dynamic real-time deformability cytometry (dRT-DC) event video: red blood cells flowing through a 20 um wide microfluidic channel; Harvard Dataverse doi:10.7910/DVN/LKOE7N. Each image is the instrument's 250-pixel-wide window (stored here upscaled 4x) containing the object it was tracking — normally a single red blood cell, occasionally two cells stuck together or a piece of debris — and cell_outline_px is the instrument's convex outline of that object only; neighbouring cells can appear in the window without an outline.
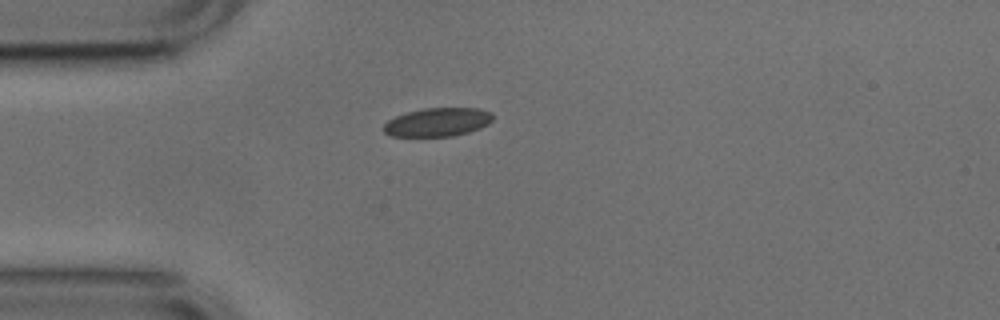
{"species": "common noctule bat (a hibernating species)", "species_latin": "Nyctalus noctula", "temperature_condition": "cold", "stored_images_in_passage": 40, "camera_frame_rate_fps": 3000, "um_per_image_px": 0.085, "animal": {"sex": "male", "body_mass_g": 17.9, "forearm_length_mm": 54.2}, "frame": {"image": 1, "passage_image": 1, "time_ms": 0.0, "image_size_px": [1000, 320], "cell_outline_px": [[492, 120], [488, 124], [480, 128], [468, 132], [452, 136], [392, 136], [384, 132], [384, 124], [388, 120], [396, 116], [408, 112], [424, 108], [480, 108], [492, 112]], "centroid_in_image_um": [37.22, 10.37], "position_along_channel_um": 47.8, "area_um2": 18.09}}
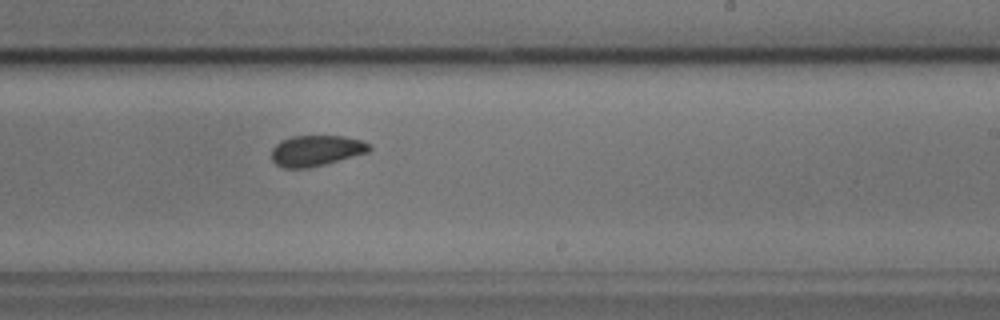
{"frame": {"image": 2, "passage_image": 19, "time_ms": 6.0, "image_size_px": [1000, 320], "cell_outline_px": [[372, 148], [368, 152], [324, 164], [308, 168], [284, 168], [276, 164], [272, 160], [272, 148], [280, 140], [292, 136], [344, 136], [360, 140], [372, 144]], "centroid_in_image_um": [26.87, 12.79], "position_along_channel_um": 262.1, "area_um2": 17.51}}
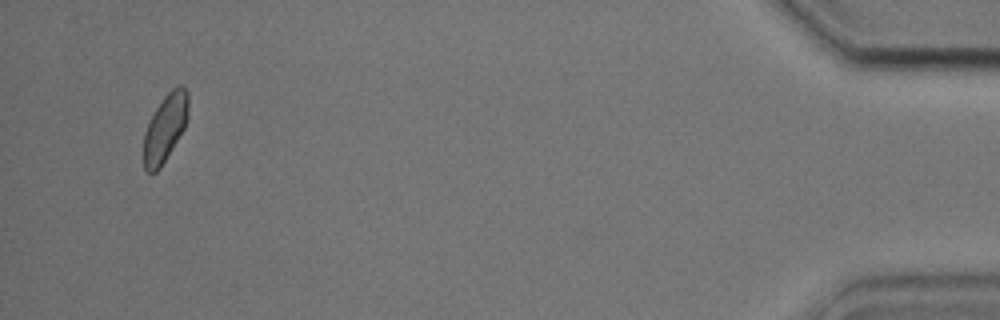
{"frame": {"image": 3, "passage_image": 38, "time_ms": 12.333, "image_size_px": [1000, 320], "cell_outline_px": [[188, 116], [184, 128], [160, 168], [156, 172], [148, 172], [144, 168], [144, 132], [156, 108], [164, 96], [176, 84], [184, 84], [188, 92]], "centroid_in_image_um": [14.06, 10.82], "position_along_channel_um": 421.1, "area_um2": 17.46}, "authors_computed_cell_mechanics": {"area_um2": 18.0625, "velocity_mm_per_s": 3.7733, "shape_relaxation_time_tau1_ms": 2.7944, "shape_relaxation_time_tau2_ms": 2.2556, "deformation_change_tau1": 0.0614, "deformation_change_tau2": 0.0564}}